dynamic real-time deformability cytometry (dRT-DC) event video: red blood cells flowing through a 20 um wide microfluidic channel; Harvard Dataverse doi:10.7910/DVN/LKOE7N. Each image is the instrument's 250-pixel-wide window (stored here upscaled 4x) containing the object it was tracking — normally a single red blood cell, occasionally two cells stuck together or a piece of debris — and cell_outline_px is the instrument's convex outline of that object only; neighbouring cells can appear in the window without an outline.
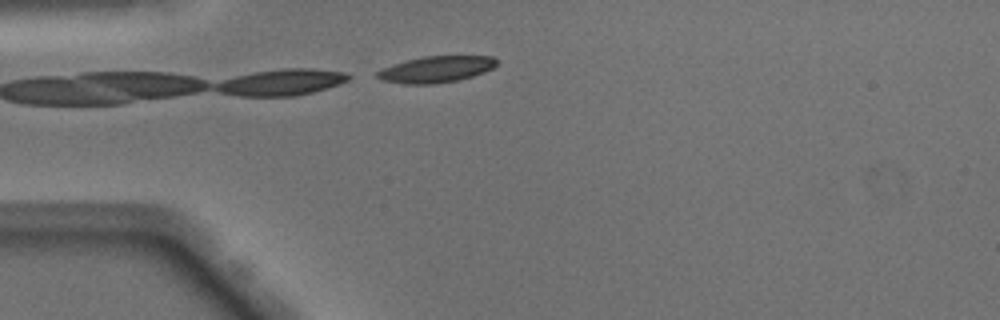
{"species": "Egyptian fruit bat (a non-hibernating species)", "species_latin": "Rousettus aegyptiacus", "temperature_condition": "warm", "stored_images_in_passage": 9, "camera_frame_rate_fps": 3000, "um_per_image_px": 0.085, "animal": {"sex": "male"}, "frame": {"image": 1, "passage_image": 9, "time_ms": 2.667, "image_size_px": [1000, 320], "cell_outline_px": [[496, 64], [492, 68], [484, 72], [472, 76], [456, 80], [436, 84], [404, 84], [380, 80], [376, 76], [376, 72], [380, 68], [408, 60], [424, 56], [492, 56], [496, 60]], "centroid_in_image_um": [37.02, 5.9], "position_along_channel_um": 48.0, "area_um2": 18.26}}